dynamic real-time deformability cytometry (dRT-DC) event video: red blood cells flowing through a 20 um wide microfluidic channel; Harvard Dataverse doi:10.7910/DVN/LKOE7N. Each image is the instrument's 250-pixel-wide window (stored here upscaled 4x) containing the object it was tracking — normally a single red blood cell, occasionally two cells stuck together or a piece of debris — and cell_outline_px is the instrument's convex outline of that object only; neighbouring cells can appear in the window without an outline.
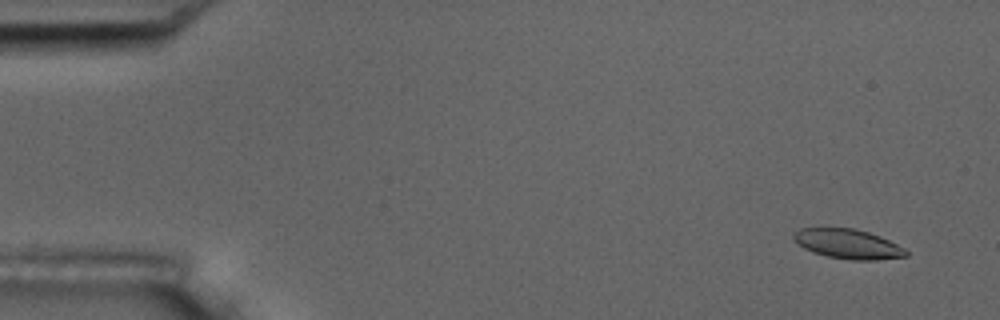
{"species": "common noctule bat (a hibernating species)", "species_latin": "Nyctalus noctula", "temperature_condition": "room temperature", "stored_images_in_passage": 4, "camera_frame_rate_fps": 3000, "um_per_image_px": 0.085, "animal": {"sex": "male", "body_mass_g": 17.5, "forearm_length_mm": 52.3}, "frame": {"image": 1, "passage_image": 1, "time_ms": 0.0, "image_size_px": [1000, 320], "cell_outline_px": [[908, 256], [876, 260], [852, 260], [828, 256], [804, 248], [792, 240], [792, 232], [800, 228], [856, 228], [880, 236], [904, 248], [908, 252]], "centroid_in_image_um": [72.05, 20.72], "position_along_channel_um": 12.9, "area_um2": 19.36}}